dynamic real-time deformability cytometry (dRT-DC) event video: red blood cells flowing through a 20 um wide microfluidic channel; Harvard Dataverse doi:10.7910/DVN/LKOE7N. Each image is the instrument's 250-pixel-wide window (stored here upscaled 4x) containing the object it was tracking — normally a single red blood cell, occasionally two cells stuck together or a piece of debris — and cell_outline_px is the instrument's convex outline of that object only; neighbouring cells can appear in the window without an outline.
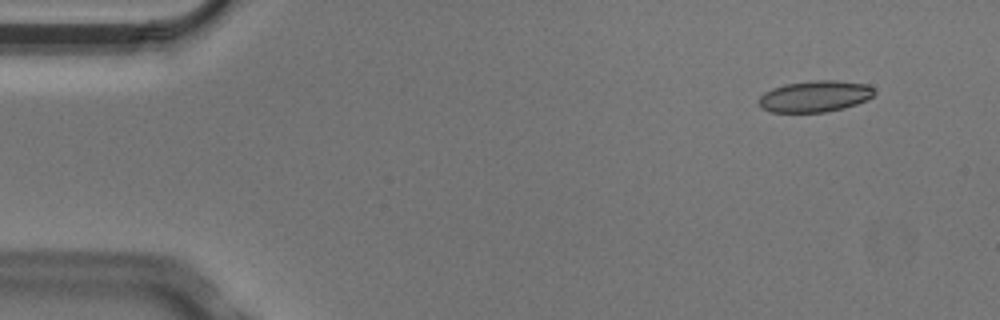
{"species": "Egyptian fruit bat (a non-hibernating species)", "species_latin": "Rousettus aegyptiacus", "temperature_condition": "cold", "stored_images_in_passage": 5, "camera_frame_rate_fps": 3000, "um_per_image_px": 0.085, "animal": {"sex": "male"}, "frame": {"image": 1, "passage_image": 2, "time_ms": 0.333, "image_size_px": [1000, 320], "cell_outline_px": [[876, 92], [868, 100], [844, 108], [824, 112], [768, 112], [760, 108], [756, 104], [756, 100], [764, 92], [772, 88], [784, 84], [812, 80], [836, 80], [868, 84]], "centroid_in_image_um": [69.22, 8.19], "position_along_channel_um": 15.8, "area_um2": 21.5}}